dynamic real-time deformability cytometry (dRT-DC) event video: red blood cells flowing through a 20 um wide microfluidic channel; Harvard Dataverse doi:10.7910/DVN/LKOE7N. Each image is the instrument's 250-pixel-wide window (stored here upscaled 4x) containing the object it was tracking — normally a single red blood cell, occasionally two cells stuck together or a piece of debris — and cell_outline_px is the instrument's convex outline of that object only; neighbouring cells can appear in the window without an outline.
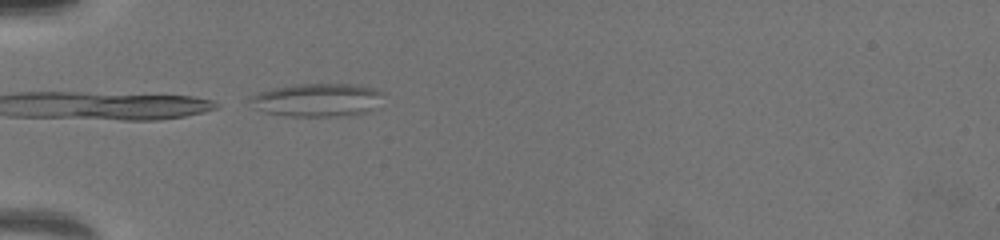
{"species": "common noctule bat (a hibernating species)", "species_latin": "Nyctalus noctula", "temperature_condition": "warm", "stored_images_in_passage": 3, "camera_frame_rate_fps": 3000, "um_per_image_px": 0.085, "animal": {"sex": "female", "body_mass_g": 19.5, "forearm_length_mm": 54.1}, "frame": {"image": 1, "passage_image": 1, "time_ms": 0.0, "image_size_px": [1000, 240], "cell_outline_px": [[380, 92], [376, 108], [364, 112], [328, 116], [292, 116], [264, 112], [252, 108], [244, 100], [268, 88], [296, 84], [352, 84], [376, 88]], "centroid_in_image_um": [26.82, 8.48], "position_along_channel_um": 58.2, "area_um2": 25.66}}